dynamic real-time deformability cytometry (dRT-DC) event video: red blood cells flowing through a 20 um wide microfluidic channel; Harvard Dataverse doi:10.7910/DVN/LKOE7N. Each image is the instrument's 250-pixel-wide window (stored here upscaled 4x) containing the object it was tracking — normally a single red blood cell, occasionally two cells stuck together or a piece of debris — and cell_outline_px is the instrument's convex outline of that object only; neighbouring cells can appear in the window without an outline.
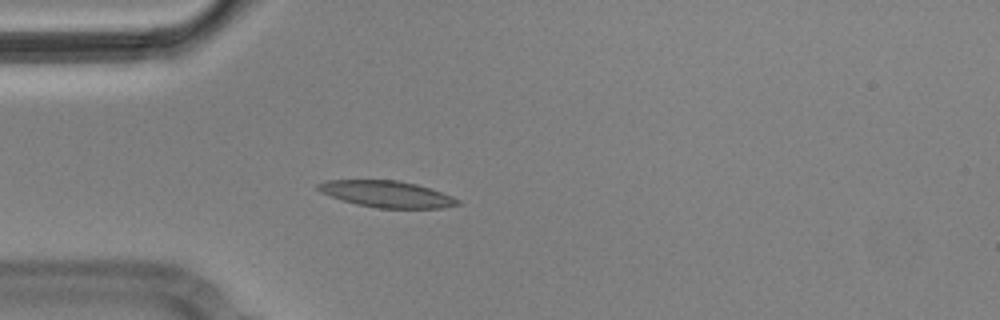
{"species": "Egyptian fruit bat (a non-hibernating species)", "species_latin": "Rousettus aegyptiacus", "temperature_condition": "cold", "stored_images_in_passage": 1, "camera_frame_rate_fps": 3000, "um_per_image_px": 0.085, "animal": {"sex": "male"}, "frame": {"image": 1, "passage_image": 1, "time_ms": 0.0, "image_size_px": [1000, 320], "cell_outline_px": [[464, 204], [444, 208], [376, 208], [356, 204], [320, 192], [316, 188], [316, 184], [328, 180], [396, 180], [416, 184], [432, 188], [452, 196], [460, 200]], "centroid_in_image_um": [32.94, 16.5], "position_along_channel_um": 52.1, "area_um2": 21.68}}